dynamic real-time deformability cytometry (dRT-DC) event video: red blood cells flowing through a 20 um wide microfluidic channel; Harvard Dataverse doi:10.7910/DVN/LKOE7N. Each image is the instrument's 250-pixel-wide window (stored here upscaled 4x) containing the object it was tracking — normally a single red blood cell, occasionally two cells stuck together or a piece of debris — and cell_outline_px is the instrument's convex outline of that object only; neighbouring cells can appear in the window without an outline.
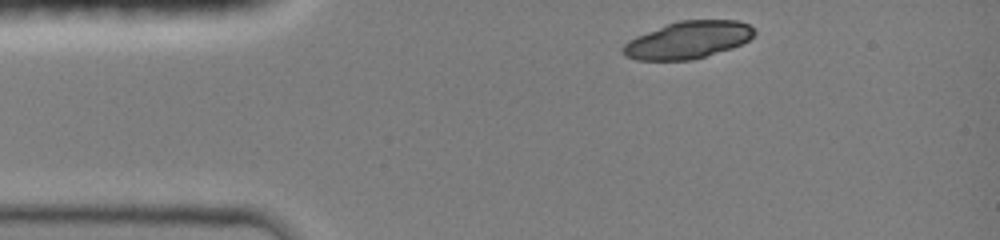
{"species": "common noctule bat (a hibernating species)", "species_latin": "Nyctalus noctula", "temperature_condition": "room temperature", "stored_images_in_passage": 7, "camera_frame_rate_fps": 3000, "um_per_image_px": 0.085, "animal": {"sex": "female", "body_mass_g": 19.0, "forearm_length_mm": 51.5}, "frame": {"image": 1, "passage_image": 1, "time_ms": 0.0, "image_size_px": [1000, 240], "cell_outline_px": [[756, 32], [748, 40], [732, 48], [692, 60], [636, 60], [624, 56], [620, 48], [628, 40], [636, 36], [668, 24], [680, 20], [736, 20], [748, 24]], "centroid_in_image_um": [58.44, 3.41], "position_along_channel_um": 26.6, "area_um2": 28.38}}